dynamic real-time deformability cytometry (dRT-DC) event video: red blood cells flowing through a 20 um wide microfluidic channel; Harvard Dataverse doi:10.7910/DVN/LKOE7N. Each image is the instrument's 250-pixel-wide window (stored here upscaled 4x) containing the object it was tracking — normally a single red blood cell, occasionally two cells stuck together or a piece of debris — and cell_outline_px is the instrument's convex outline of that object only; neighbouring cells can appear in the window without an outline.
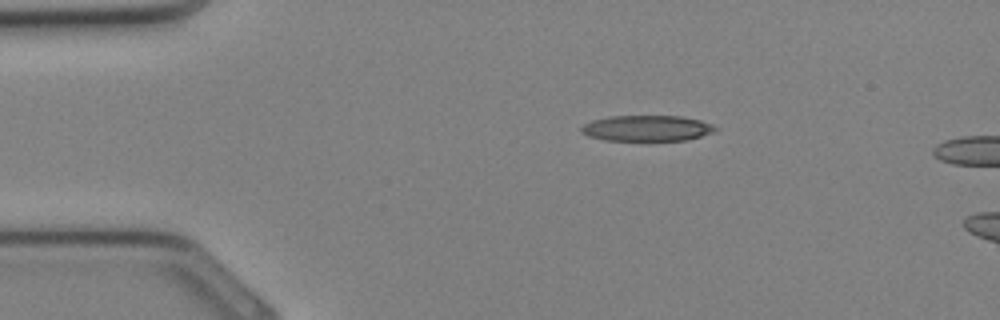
{"species": "Egyptian fruit bat (a non-hibernating species)", "species_latin": "Rousettus aegyptiacus", "temperature_condition": "cold", "stored_images_in_passage": 4, "camera_frame_rate_fps": 3000, "um_per_image_px": 0.085, "animal": {"sex": "female"}, "frame": {"image": 1, "passage_image": 1, "time_ms": 0.0, "image_size_px": [1000, 320], "cell_outline_px": [[720, 128], [712, 132], [700, 136], [684, 140], [604, 140], [588, 136], [580, 132], [580, 128], [584, 124], [592, 120], [608, 116], [680, 116], [700, 120], [712, 124]], "centroid_in_image_um": [54.96, 10.89], "position_along_channel_um": 30.0, "area_um2": 20.11}}